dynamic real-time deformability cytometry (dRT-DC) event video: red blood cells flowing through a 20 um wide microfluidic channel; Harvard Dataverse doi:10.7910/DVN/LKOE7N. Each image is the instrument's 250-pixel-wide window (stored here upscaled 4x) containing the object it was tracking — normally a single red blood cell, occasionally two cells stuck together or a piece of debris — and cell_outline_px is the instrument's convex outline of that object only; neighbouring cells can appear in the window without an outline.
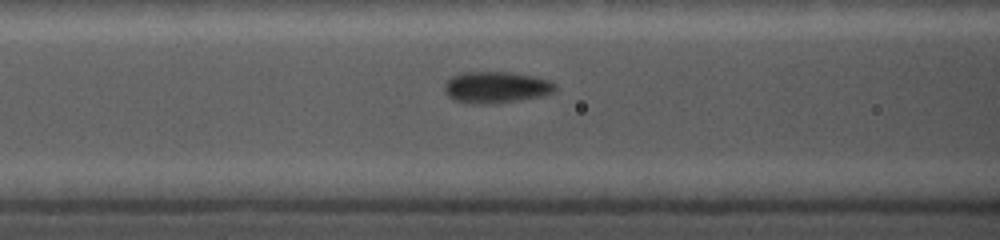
{"species": "common noctule bat (a hibernating species)", "species_latin": "Nyctalus noctula", "temperature_condition": "cold", "stored_images_in_passage": 33, "camera_frame_rate_fps": 5000, "um_per_image_px": 0.085, "animal": {"sex": "female", "body_mass_g": 19.0, "forearm_length_mm": 56.7}, "frame": {"image": 1, "passage_image": 12, "time_ms": 4.4, "image_size_px": [1000, 240], "cell_outline_px": [[556, 88], [552, 92], [544, 96], [496, 104], [472, 104], [452, 100], [448, 96], [444, 88], [444, 84], [452, 76], [460, 72], [512, 72], [532, 76], [548, 80], [556, 84]], "centroid_in_image_um": [42.15, 7.43], "position_along_channel_um": 124.5, "area_um2": 20.58}}
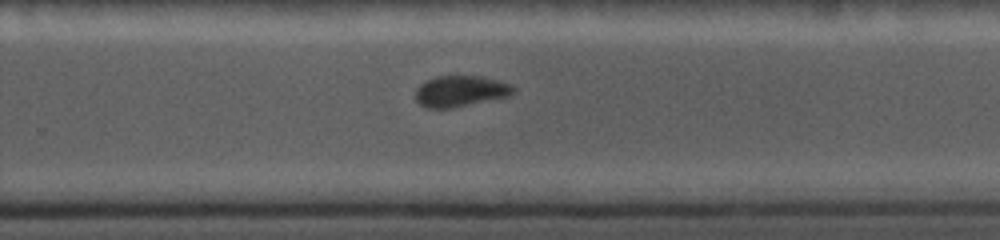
{"frame": {"image": 2, "passage_image": 23, "time_ms": 8.8, "image_size_px": [1000, 240], "cell_outline_px": [[516, 88], [508, 96], [452, 108], [428, 108], [420, 104], [416, 100], [416, 88], [424, 80], [436, 76], [480, 76], [500, 80], [512, 84]], "centroid_in_image_um": [39.13, 7.73], "position_along_channel_um": 290.7, "area_um2": 17.74}}
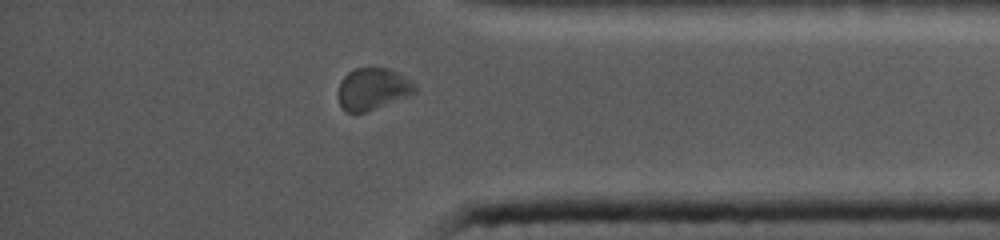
{"frame": {"image": 3, "passage_image": 31, "time_ms": 11.8, "image_size_px": [1000, 240], "cell_outline_px": [[416, 92], [408, 96], [364, 112], [348, 112], [340, 104], [336, 92], [340, 80], [348, 72], [356, 68], [372, 64], [392, 68], [416, 84]], "centroid_in_image_um": [31.67, 7.48], "position_along_channel_um": 403.5, "area_um2": 19.25}}